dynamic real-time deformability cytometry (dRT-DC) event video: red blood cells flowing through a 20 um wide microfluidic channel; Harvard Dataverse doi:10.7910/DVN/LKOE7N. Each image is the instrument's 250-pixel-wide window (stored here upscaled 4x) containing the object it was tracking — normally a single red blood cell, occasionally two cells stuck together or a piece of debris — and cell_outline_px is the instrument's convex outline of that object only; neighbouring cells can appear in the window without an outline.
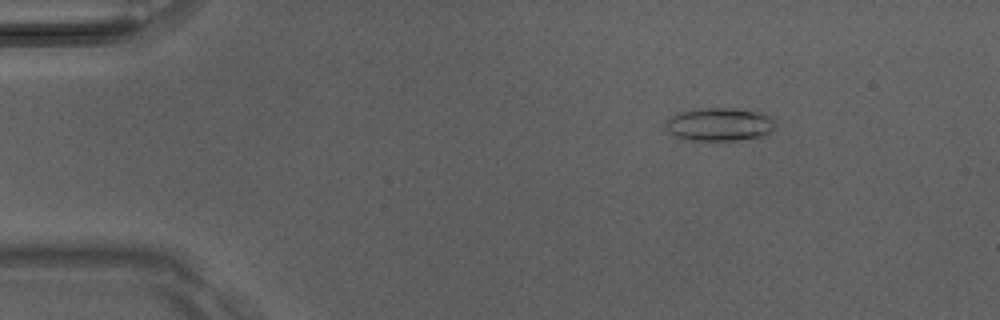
{"species": "Egyptian fruit bat (a non-hibernating species)", "species_latin": "Rousettus aegyptiacus", "temperature_condition": "room temperature", "stored_images_in_passage": 50, "camera_frame_rate_fps": 3000, "um_per_image_px": 0.085, "animal": {"sex": "male"}, "frame": {"image": 1, "passage_image": 8, "time_ms": 2.333, "image_size_px": [1000, 320], "cell_outline_px": [[776, 124], [772, 132], [764, 136], [736, 140], [684, 140], [672, 136], [664, 128], [664, 124], [668, 116], [680, 112], [700, 108], [732, 108], [756, 112], [772, 116]], "centroid_in_image_um": [61.1, 10.58], "position_along_channel_um": 23.9, "area_um2": 21.62}}
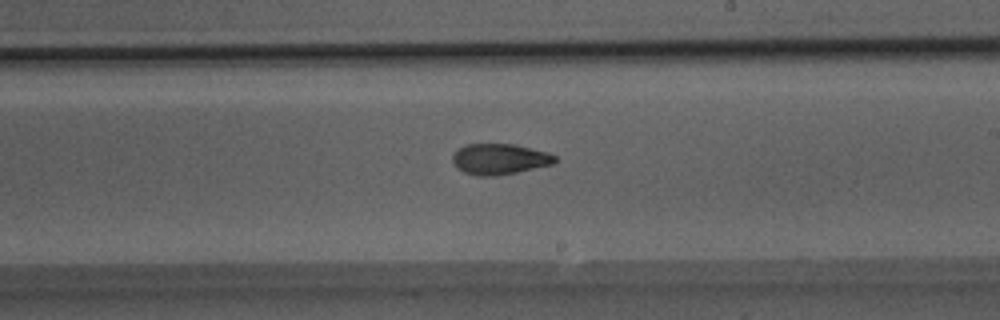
{"frame": {"image": 2, "passage_image": 30, "time_ms": 9.667, "image_size_px": [1000, 320], "cell_outline_px": [[556, 160], [552, 164], [516, 172], [496, 176], [480, 176], [464, 172], [456, 168], [452, 160], [452, 156], [464, 144], [512, 144], [548, 152], [556, 156]], "centroid_in_image_um": [42.44, 13.52], "position_along_channel_um": 246.6, "area_um2": 18.21}}
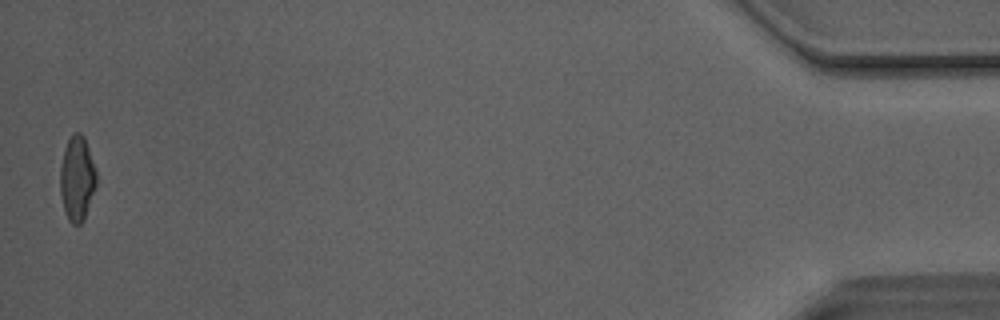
{"frame": {"image": 3, "passage_image": 50, "time_ms": 16.333, "image_size_px": [1000, 320], "cell_outline_px": [[96, 184], [84, 220], [80, 224], [72, 224], [68, 220], [64, 208], [60, 192], [60, 168], [64, 148], [72, 132], [80, 132], [84, 136], [96, 172]], "centroid_in_image_um": [6.54, 15.16], "position_along_channel_um": 428.7, "area_um2": 17.74}, "authors_computed_cell_mechanics": {"area_um2": 18.7561, "velocity_mm_per_s": 4.1396, "shape_relaxation_time_tau1_ms": 9.7863, "shape_relaxation_time_tau2_ms": 1.2328, "deformation_change_tau1": 0.2386, "deformation_change_tau2": 0.0779}}